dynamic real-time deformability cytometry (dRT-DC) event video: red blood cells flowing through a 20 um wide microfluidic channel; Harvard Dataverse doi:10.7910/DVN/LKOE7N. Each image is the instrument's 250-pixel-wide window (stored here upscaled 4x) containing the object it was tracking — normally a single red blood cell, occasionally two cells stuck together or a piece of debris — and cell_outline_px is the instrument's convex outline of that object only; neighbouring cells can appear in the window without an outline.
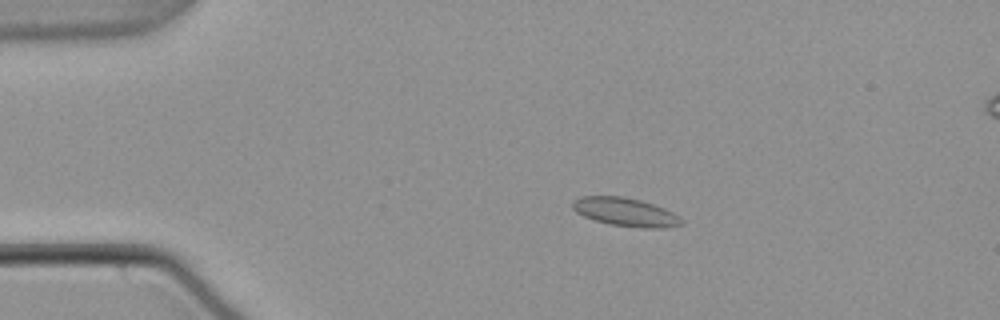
{"species": "common noctule bat (a hibernating species)", "species_latin": "Nyctalus noctula", "temperature_condition": "warm", "stored_images_in_passage": 56, "camera_frame_rate_fps": 3000, "um_per_image_px": 0.085, "animal": {"sex": "male", "body_mass_g": 21.5, "forearm_length_mm": 52.0}, "frame": {"image": 1, "passage_image": 12, "time_ms": 3.667, "image_size_px": [1000, 320], "cell_outline_px": [[684, 224], [664, 228], [640, 228], [608, 224], [584, 216], [576, 212], [572, 208], [572, 200], [580, 196], [624, 196], [640, 200], [664, 208], [680, 216], [684, 220]], "centroid_in_image_um": [53.17, 18.02], "position_along_channel_um": 31.8, "area_um2": 18.21}}
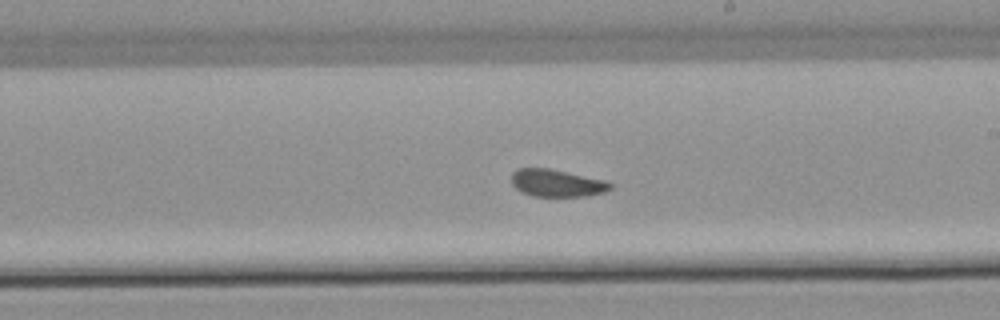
{"frame": {"image": 2, "passage_image": 33, "time_ms": 10.667, "image_size_px": [1000, 320], "cell_outline_px": [[612, 188], [604, 192], [588, 196], [532, 196], [520, 192], [512, 184], [512, 172], [520, 168], [548, 168], [604, 180], [612, 184]], "centroid_in_image_um": [47.31, 15.57], "position_along_channel_um": 241.7, "area_um2": 15.66}}
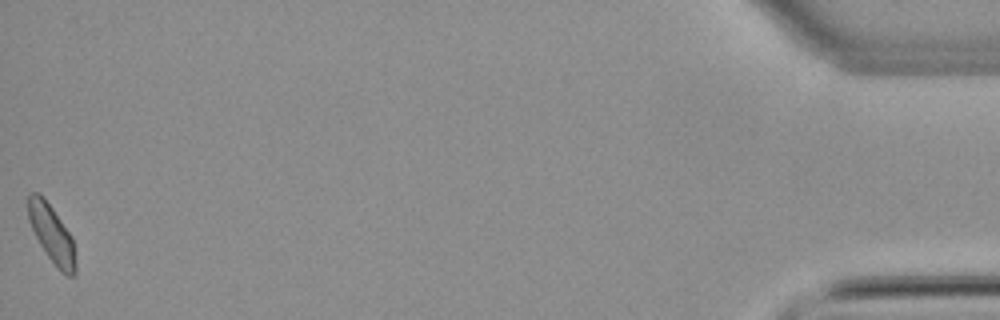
{"frame": {"image": 3, "passage_image": 56, "time_ms": 18.333, "image_size_px": [1000, 320], "cell_outline_px": [[76, 276], [68, 276], [60, 272], [48, 256], [40, 244], [28, 220], [28, 192], [36, 192], [52, 208], [72, 236], [76, 264]], "centroid_in_image_um": [4.41, 19.94], "position_along_channel_um": 430.8, "area_um2": 15.72}, "authors_computed_cell_mechanics": {"area_um2": 16.4441, "velocity_mm_per_s": 3.7523, "shape_relaxation_time_tau1_ms": null, "shape_relaxation_time_tau2_ms": 1.5968, "deformation_change_tau1": null, "deformation_change_tau2": 0.0537}}